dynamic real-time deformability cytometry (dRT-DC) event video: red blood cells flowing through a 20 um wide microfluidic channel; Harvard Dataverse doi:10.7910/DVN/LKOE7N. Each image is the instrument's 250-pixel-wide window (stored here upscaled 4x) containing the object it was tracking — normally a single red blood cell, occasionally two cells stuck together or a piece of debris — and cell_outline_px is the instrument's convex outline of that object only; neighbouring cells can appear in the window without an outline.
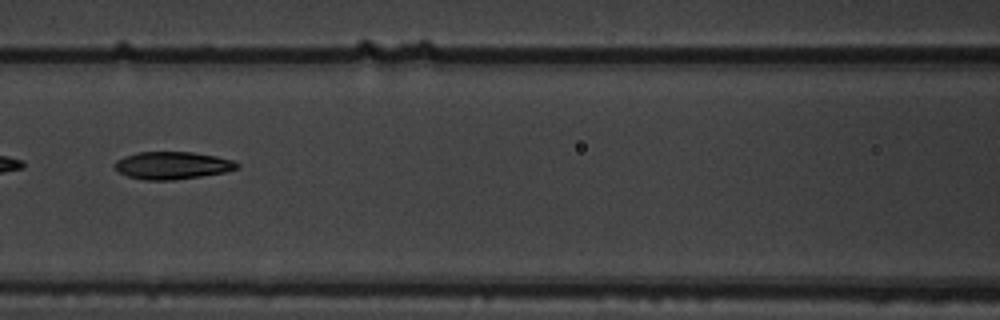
{"species": "common noctule bat (a hibernating species)", "species_latin": "Nyctalus noctula", "temperature_condition": "warm", "stored_images_in_passage": 5, "camera_frame_rate_fps": 3000, "um_per_image_px": 0.085, "animal": {"sex": "male", "body_mass_g": 19.5, "forearm_length_mm": 54.6}, "frame": {"image": 1, "passage_image": 5, "time_ms": 1.333, "image_size_px": [1000, 320], "cell_outline_px": [[240, 168], [224, 172], [200, 176], [172, 180], [144, 180], [128, 176], [120, 172], [112, 164], [116, 160], [124, 156], [136, 152], [192, 152], [216, 156], [232, 160], [240, 164]], "centroid_in_image_um": [14.64, 14.05], "position_along_channel_um": 152.0, "area_um2": 19.59}}